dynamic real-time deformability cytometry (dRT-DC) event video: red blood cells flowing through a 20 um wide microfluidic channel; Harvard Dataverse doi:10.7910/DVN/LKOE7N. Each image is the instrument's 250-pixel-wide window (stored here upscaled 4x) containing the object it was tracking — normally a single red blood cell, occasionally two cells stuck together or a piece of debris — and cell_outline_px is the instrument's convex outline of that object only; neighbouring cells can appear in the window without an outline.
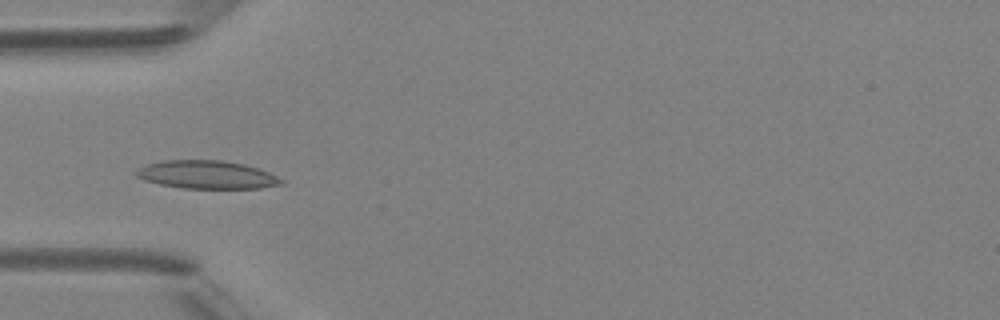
{"species": "Egyptian fruit bat (a non-hibernating species)", "species_latin": "Rousettus aegyptiacus", "temperature_condition": "room temperature", "stored_images_in_passage": 5, "camera_frame_rate_fps": 3000, "um_per_image_px": 0.085, "animal": {"sex": "female"}, "frame": {"image": 1, "passage_image": 5, "time_ms": 4.333, "image_size_px": [1000, 320], "cell_outline_px": [[284, 184], [260, 188], [184, 188], [160, 184], [144, 180], [136, 176], [136, 172], [140, 168], [148, 164], [164, 160], [220, 160], [244, 164], [268, 172], [284, 180]], "centroid_in_image_um": [17.6, 14.85], "position_along_channel_um": 67.4, "area_um2": 23.52}}